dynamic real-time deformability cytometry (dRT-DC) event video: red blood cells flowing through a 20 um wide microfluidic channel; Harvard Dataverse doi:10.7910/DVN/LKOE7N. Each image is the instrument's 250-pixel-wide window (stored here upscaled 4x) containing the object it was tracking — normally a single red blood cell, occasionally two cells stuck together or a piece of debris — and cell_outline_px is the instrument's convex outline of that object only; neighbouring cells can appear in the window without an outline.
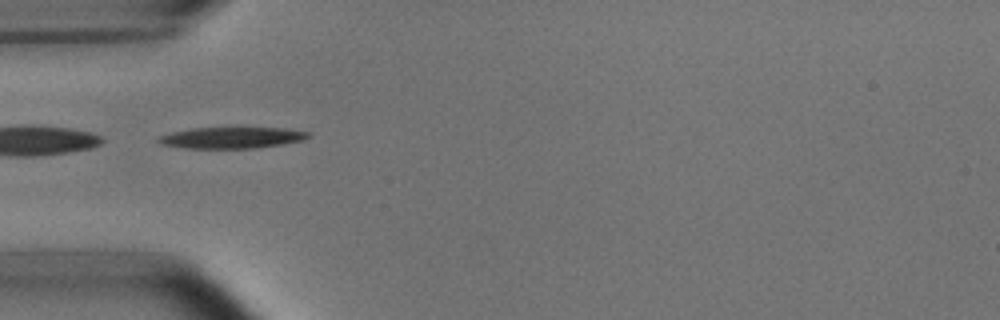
{"species": "common noctule bat (a hibernating species)", "species_latin": "Nyctalus noctula", "temperature_condition": "room temperature", "stored_images_in_passage": 47, "segment_of_instrument_passage": [2, 2], "camera_frame_rate_fps": 3000, "um_per_image_px": 0.085, "animal": {"sex": "male", "body_mass_g": 15.6}, "frame": {"image": 1, "passage_image": 11, "time_ms": 3.333, "image_size_px": [1000, 320], "cell_outline_px": [[312, 136], [304, 140], [256, 148], [188, 148], [160, 144], [156, 140], [160, 136], [172, 132], [192, 128], [284, 128], [312, 132]], "centroid_in_image_um": [19.74, 11.7], "position_along_channel_um": 65.3, "area_um2": 18.5}}
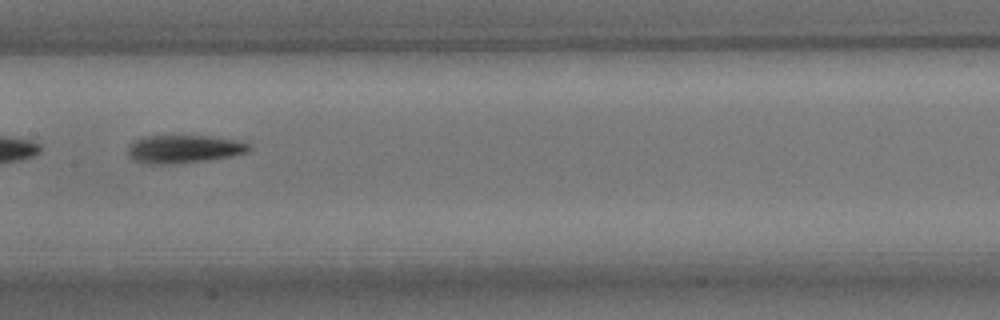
{"frame": {"image": 2, "passage_image": 21, "time_ms": 6.667, "image_size_px": [1000, 320], "cell_outline_px": [[252, 148], [248, 152], [228, 156], [204, 160], [172, 164], [148, 164], [136, 160], [128, 156], [128, 148], [136, 140], [144, 136], [208, 136], [236, 140], [248, 144]], "centroid_in_image_um": [15.62, 12.66], "position_along_channel_um": 191.8, "area_um2": 19.42}}
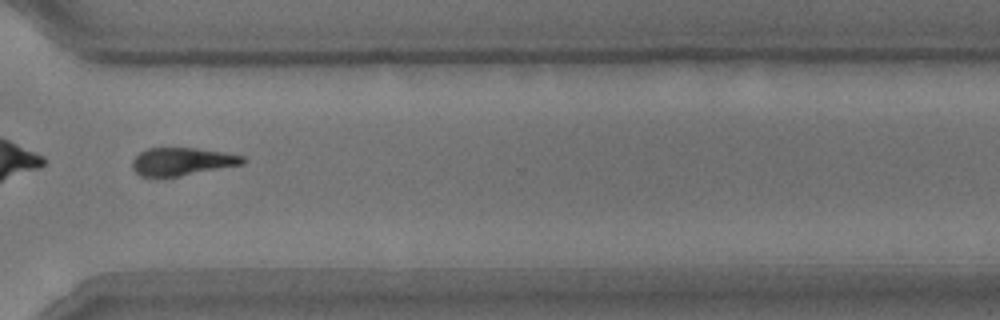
{"frame": {"image": 3, "passage_image": 34, "time_ms": 11.0, "image_size_px": [1000, 320], "cell_outline_px": [[244, 164], [180, 176], [140, 176], [132, 168], [132, 160], [140, 152], [148, 148], [196, 148], [224, 152], [244, 156]], "centroid_in_image_um": [15.47, 13.72], "position_along_channel_um": 355.1, "area_um2": 17.8}}